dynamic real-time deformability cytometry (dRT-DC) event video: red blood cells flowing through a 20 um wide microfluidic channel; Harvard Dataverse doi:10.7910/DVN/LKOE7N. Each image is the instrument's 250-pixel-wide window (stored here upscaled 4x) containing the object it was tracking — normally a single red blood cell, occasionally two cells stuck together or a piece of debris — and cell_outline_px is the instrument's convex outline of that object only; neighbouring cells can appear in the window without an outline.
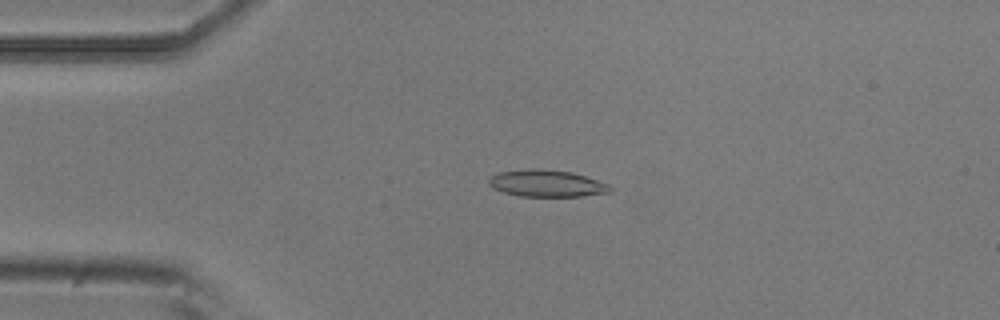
{"species": "common noctule bat (a hibernating species)", "species_latin": "Nyctalus noctula", "temperature_condition": "room temperature", "stored_images_in_passage": 5, "camera_frame_rate_fps": 3000, "um_per_image_px": 0.085, "animal": {"sex": "male", "body_mass_g": 20.5, "forearm_length_mm": 52.5}, "frame": {"image": 1, "passage_image": 4, "time_ms": 1.0, "image_size_px": [1000, 320], "cell_outline_px": [[612, 188], [608, 192], [580, 196], [520, 196], [504, 192], [492, 188], [488, 184], [488, 180], [492, 176], [500, 172], [528, 168], [536, 168], [572, 172], [608, 184]], "centroid_in_image_um": [46.42, 15.58], "position_along_channel_um": 38.6, "area_um2": 18.79}}